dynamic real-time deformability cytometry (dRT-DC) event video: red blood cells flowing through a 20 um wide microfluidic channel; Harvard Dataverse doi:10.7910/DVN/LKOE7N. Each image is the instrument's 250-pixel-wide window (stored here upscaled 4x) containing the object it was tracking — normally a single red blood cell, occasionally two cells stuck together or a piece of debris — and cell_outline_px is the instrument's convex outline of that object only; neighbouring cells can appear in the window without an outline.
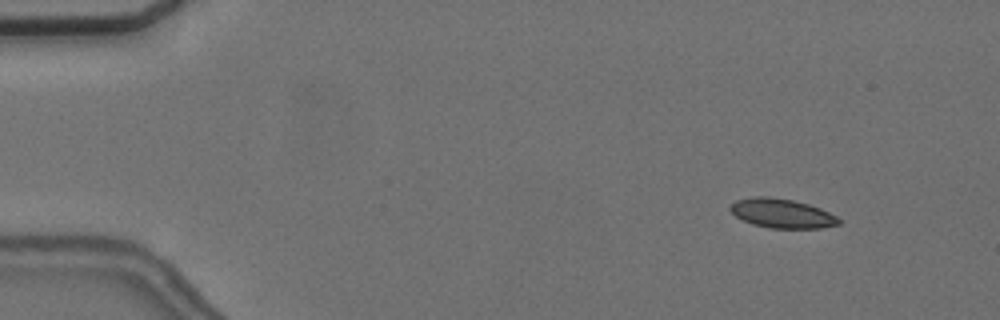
{"species": "common noctule bat (a hibernating species)", "species_latin": "Nyctalus noctula", "temperature_condition": "cold", "stored_images_in_passage": 41, "camera_frame_rate_fps": 3000, "um_per_image_px": 0.085, "animal": {"sex": "female", "body_mass_g": 24.6, "forearm_length_mm": 56.2}, "frame": {"image": 1, "passage_image": 3, "time_ms": 0.667, "image_size_px": [1000, 320], "cell_outline_px": [[840, 224], [820, 228], [768, 228], [752, 224], [736, 216], [728, 208], [736, 200], [752, 196], [768, 196], [792, 200], [808, 204], [820, 208], [836, 216], [840, 220]], "centroid_in_image_um": [66.44, 18.13], "position_along_channel_um": 18.6, "area_um2": 18.44}}
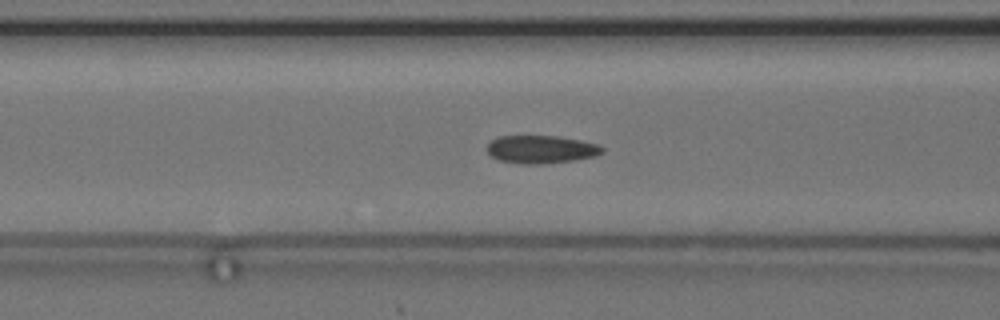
{"frame": {"image": 2, "passage_image": 20, "time_ms": 6.333, "image_size_px": [1000, 320], "cell_outline_px": [[604, 152], [596, 156], [572, 160], [540, 164], [524, 164], [500, 160], [492, 156], [488, 152], [488, 144], [492, 140], [500, 136], [560, 136], [600, 144], [604, 148]], "centroid_in_image_um": [46.05, 12.69], "position_along_channel_um": 120.6, "area_um2": 18.67}}
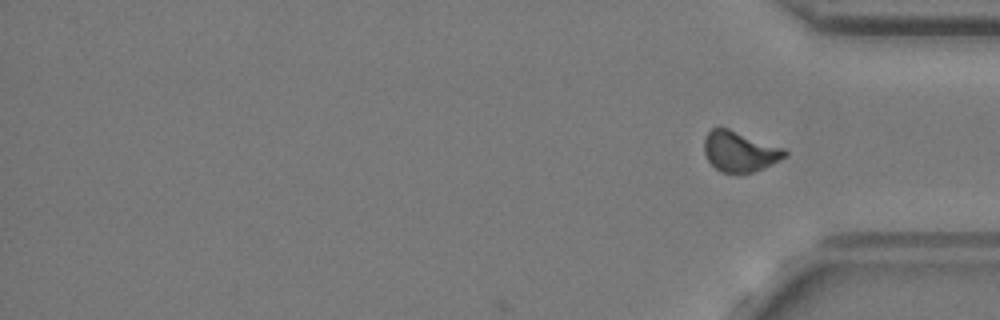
{"frame": {"image": 3, "passage_image": 41, "time_ms": 13.333, "image_size_px": [1000, 320], "cell_outline_px": [[788, 156], [764, 168], [752, 172], [720, 172], [708, 160], [704, 152], [704, 136], [712, 128], [728, 128], [784, 148], [788, 152]], "centroid_in_image_um": [62.88, 12.87], "position_along_channel_um": 372.3, "area_um2": 18.9}, "authors_computed_cell_mechanics": {"area_um2": 19.0162, "velocity_mm_per_s": 3.6242, "shape_relaxation_time_tau1_ms": 6.5126, "shape_relaxation_time_tau2_ms": 1.981, "deformation_change_tau1": 0.1196, "deformation_change_tau2": 0.0621}}